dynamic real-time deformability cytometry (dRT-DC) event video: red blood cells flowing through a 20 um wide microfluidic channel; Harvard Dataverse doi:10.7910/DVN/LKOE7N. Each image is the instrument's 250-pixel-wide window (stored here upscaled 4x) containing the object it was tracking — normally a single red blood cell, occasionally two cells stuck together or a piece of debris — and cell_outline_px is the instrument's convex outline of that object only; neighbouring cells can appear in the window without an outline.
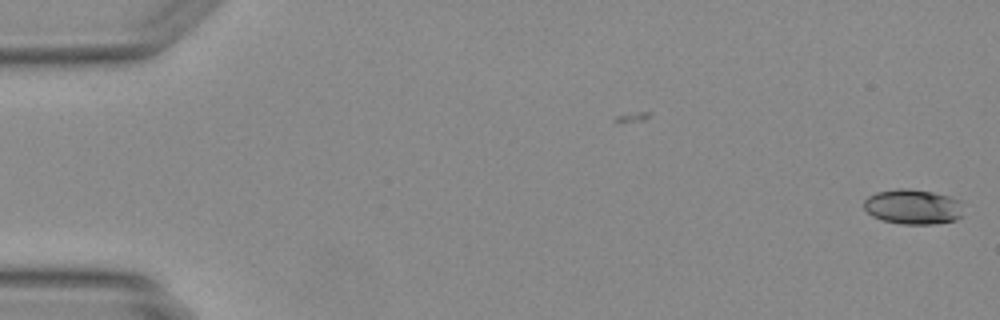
{"species": "Egyptian fruit bat (a non-hibernating species)", "species_latin": "Rousettus aegyptiacus", "temperature_condition": "warm", "stored_images_in_passage": 5, "camera_frame_rate_fps": 3000, "um_per_image_px": 0.085, "animal": {"sex": "female"}, "frame": {"image": 1, "passage_image": 5, "time_ms": 1.333, "image_size_px": [1000, 320], "cell_outline_px": [[960, 216], [956, 220], [932, 224], [900, 224], [880, 220], [872, 216], [864, 208], [864, 200], [868, 196], [876, 192], [896, 188], [912, 188], [932, 192], [948, 196], [960, 200]], "centroid_in_image_um": [77.54, 17.57], "position_along_channel_um": 7.5, "area_um2": 20.35}}